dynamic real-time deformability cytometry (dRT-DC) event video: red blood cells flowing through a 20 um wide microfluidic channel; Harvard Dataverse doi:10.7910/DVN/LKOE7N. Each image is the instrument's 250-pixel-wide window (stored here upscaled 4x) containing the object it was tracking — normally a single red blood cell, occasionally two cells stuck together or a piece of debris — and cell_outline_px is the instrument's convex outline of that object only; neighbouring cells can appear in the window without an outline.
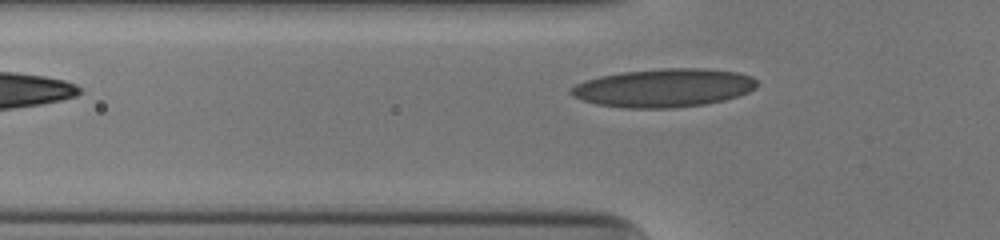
{"species": "human", "species_latin": "Homo sapiens", "temperature_condition": "cold", "stored_images_in_passage": 27, "camera_frame_rate_fps": 3000, "um_per_image_px": 0.085, "donor": {"sex": "male"}, "frame": {"image": 1, "passage_image": 2, "time_ms": 0.333, "image_size_px": [1000, 240], "cell_outline_px": [[756, 88], [748, 92], [724, 100], [704, 104], [676, 108], [624, 108], [596, 104], [572, 96], [568, 92], [568, 88], [584, 80], [600, 76], [624, 72], [664, 68], [700, 68], [736, 72], [752, 76], [756, 80]], "centroid_in_image_um": [56.38, 7.47], "position_along_channel_um": 69.4, "area_um2": 41.62}}
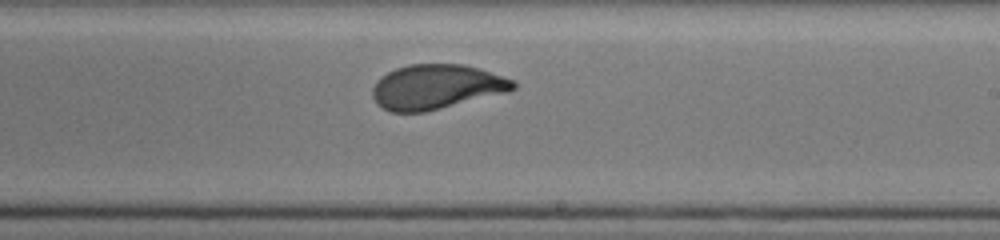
{"frame": {"image": 2, "passage_image": 16, "time_ms": 5.0, "image_size_px": [1000, 240], "cell_outline_px": [[516, 88], [508, 92], [424, 112], [392, 112], [376, 104], [372, 96], [372, 88], [376, 80], [380, 76], [396, 68], [412, 64], [464, 64], [516, 80]], "centroid_in_image_um": [37.08, 7.38], "position_along_channel_um": 251.9, "area_um2": 36.65}}
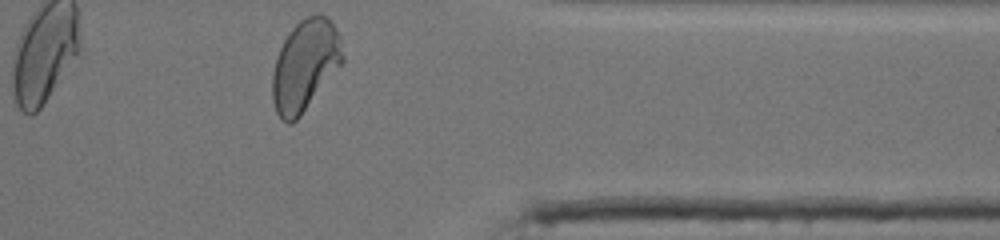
{"frame": {"image": 3, "passage_image": 27, "time_ms": 8.667, "image_size_px": [1000, 240], "cell_outline_px": [[344, 64], [300, 116], [292, 124], [288, 124], [280, 120], [276, 112], [272, 100], [272, 72], [276, 56], [284, 40], [292, 28], [304, 16], [320, 12], [336, 28], [340, 36], [344, 56]], "centroid_in_image_um": [25.94, 5.57], "position_along_channel_um": 385.5, "area_um2": 37.92}, "authors_computed_cell_mechanics": {"area_um2": 37.0498, "velocity_mm_per_s": 3.9261, "shape_relaxation_time_tau1_ms": 3.6336, "shape_relaxation_time_tau2_ms": null, "deformation_change_tau1": 0.1834, "deformation_change_tau2": null}}